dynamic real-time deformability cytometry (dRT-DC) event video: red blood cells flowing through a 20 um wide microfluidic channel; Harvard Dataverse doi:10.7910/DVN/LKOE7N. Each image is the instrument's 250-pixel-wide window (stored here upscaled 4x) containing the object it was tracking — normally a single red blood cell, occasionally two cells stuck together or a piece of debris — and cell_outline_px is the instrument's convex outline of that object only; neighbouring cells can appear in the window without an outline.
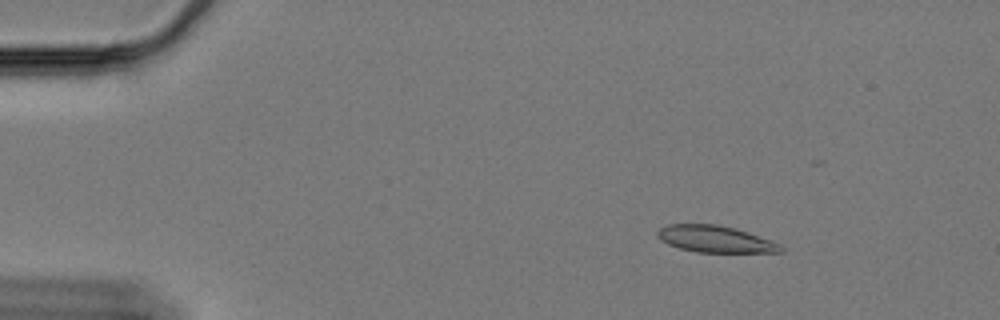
{"species": "Egyptian fruit bat (a non-hibernating species)", "species_latin": "Rousettus aegyptiacus", "temperature_condition": "cold", "stored_images_in_passage": 60, "camera_frame_rate_fps": 3000, "um_per_image_px": 0.085, "animal": {"sex": "female"}, "frame": {"image": 1, "passage_image": 9, "time_ms": 2.667, "image_size_px": [1000, 320], "cell_outline_px": [[784, 252], [696, 252], [680, 248], [668, 244], [660, 240], [656, 236], [656, 232], [660, 228], [668, 224], [716, 224], [736, 228], [772, 240], [780, 244], [784, 248]], "centroid_in_image_um": [60.8, 20.32], "position_along_channel_um": 24.2, "area_um2": 19.31}}
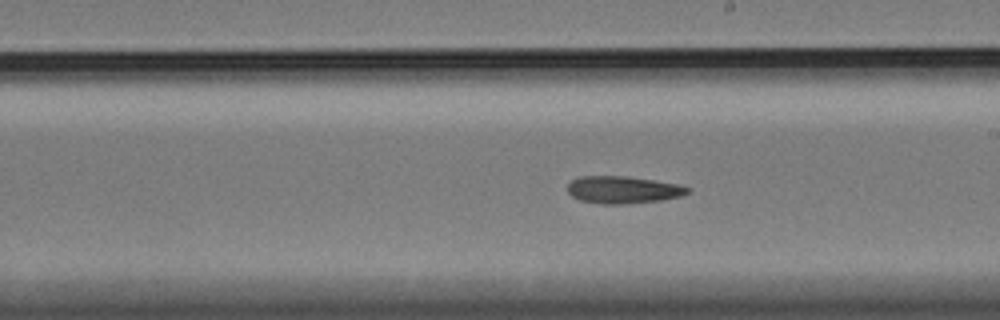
{"frame": {"image": 2, "passage_image": 35, "time_ms": 11.333, "image_size_px": [1000, 320], "cell_outline_px": [[688, 192], [680, 196], [660, 200], [620, 204], [600, 204], [580, 200], [572, 196], [568, 192], [568, 184], [572, 180], [580, 176], [628, 176], [676, 184], [688, 188]], "centroid_in_image_um": [52.89, 16.13], "position_along_channel_um": 236.1, "area_um2": 18.79}}
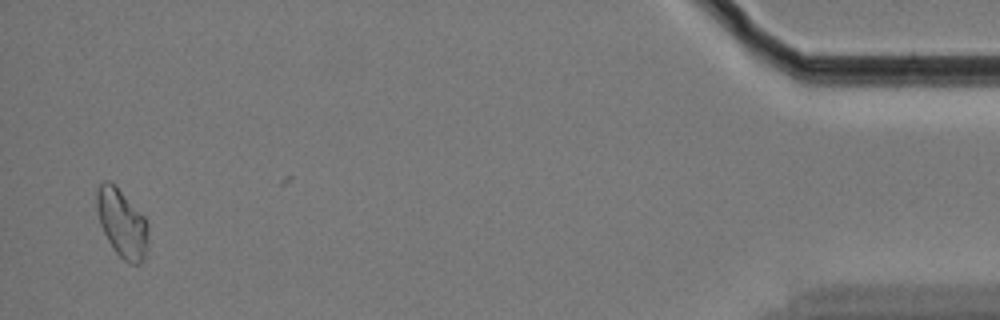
{"frame": {"image": 3, "passage_image": 59, "time_ms": 19.333, "image_size_px": [1000, 320], "cell_outline_px": [[148, 248], [144, 260], [140, 264], [132, 264], [124, 260], [112, 248], [100, 224], [96, 208], [96, 192], [100, 184], [104, 180], [108, 180], [116, 184], [144, 216], [148, 224]], "centroid_in_image_um": [10.38, 18.96], "position_along_channel_um": 424.8, "area_um2": 20.81}}